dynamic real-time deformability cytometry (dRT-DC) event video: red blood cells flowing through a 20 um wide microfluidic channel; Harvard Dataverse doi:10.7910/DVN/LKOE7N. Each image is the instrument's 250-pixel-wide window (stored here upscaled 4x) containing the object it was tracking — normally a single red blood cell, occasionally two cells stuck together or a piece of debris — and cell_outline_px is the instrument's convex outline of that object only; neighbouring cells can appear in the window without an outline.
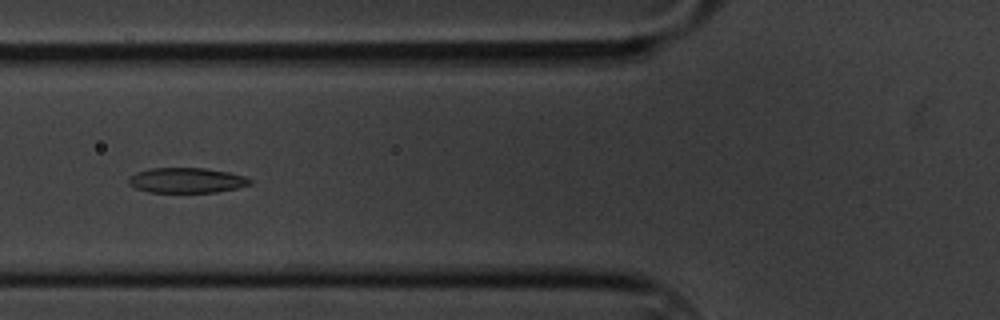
{"species": "common noctule bat (a hibernating species)", "species_latin": "Nyctalus noctula", "temperature_condition": "cold", "stored_images_in_passage": 25, "camera_frame_rate_fps": 3000, "um_per_image_px": 0.085, "animal": {"sex": "male", "body_mass_g": 20.1, "forearm_length_mm": 53.5}, "frame": {"image": 1, "passage_image": 22, "time_ms": 7.0, "image_size_px": [1000, 320], "cell_outline_px": [[252, 184], [236, 188], [216, 192], [148, 192], [136, 188], [128, 184], [128, 176], [136, 172], [148, 168], [204, 168], [228, 172], [248, 176], [252, 180]], "centroid_in_image_um": [15.86, 15.32], "position_along_channel_um": 109.9, "area_um2": 17.98}}
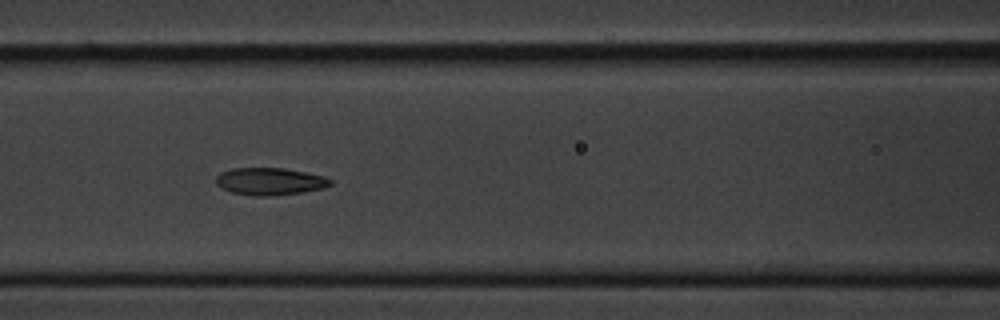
{"frame": {"image": 2, "passage_image": 25, "time_ms": 8.0, "image_size_px": [1000, 320], "cell_outline_px": [[332, 184], [324, 188], [304, 192], [268, 196], [256, 196], [232, 192], [220, 188], [216, 184], [216, 176], [220, 172], [232, 168], [284, 168], [304, 172], [320, 176], [332, 180]], "centroid_in_image_um": [22.9, 15.42], "position_along_channel_um": 143.7, "area_um2": 18.15}}